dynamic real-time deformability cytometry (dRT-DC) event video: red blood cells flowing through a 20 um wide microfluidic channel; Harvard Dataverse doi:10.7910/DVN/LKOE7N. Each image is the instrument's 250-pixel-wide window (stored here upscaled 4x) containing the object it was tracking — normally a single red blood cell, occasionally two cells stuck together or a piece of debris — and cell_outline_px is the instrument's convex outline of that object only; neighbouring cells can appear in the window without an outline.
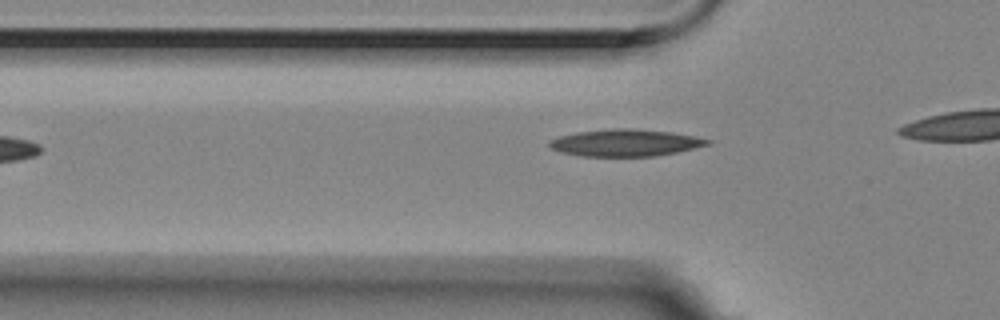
{"species": "Egyptian fruit bat (a non-hibernating species)", "species_latin": "Rousettus aegyptiacus", "temperature_condition": "room temperature", "stored_images_in_passage": 2, "camera_frame_rate_fps": 3000, "um_per_image_px": 0.085, "animal": {"sex": "female"}, "frame": {"image": 1, "passage_image": 2, "time_ms": 0.333, "image_size_px": [1000, 320], "cell_outline_px": [[712, 144], [676, 152], [656, 156], [580, 156], [560, 152], [552, 148], [548, 144], [548, 140], [560, 136], [576, 132], [612, 128], [632, 128], [672, 132], [696, 136], [712, 140]], "centroid_in_image_um": [53.17, 12.13], "position_along_channel_um": 72.6, "area_um2": 25.03}}